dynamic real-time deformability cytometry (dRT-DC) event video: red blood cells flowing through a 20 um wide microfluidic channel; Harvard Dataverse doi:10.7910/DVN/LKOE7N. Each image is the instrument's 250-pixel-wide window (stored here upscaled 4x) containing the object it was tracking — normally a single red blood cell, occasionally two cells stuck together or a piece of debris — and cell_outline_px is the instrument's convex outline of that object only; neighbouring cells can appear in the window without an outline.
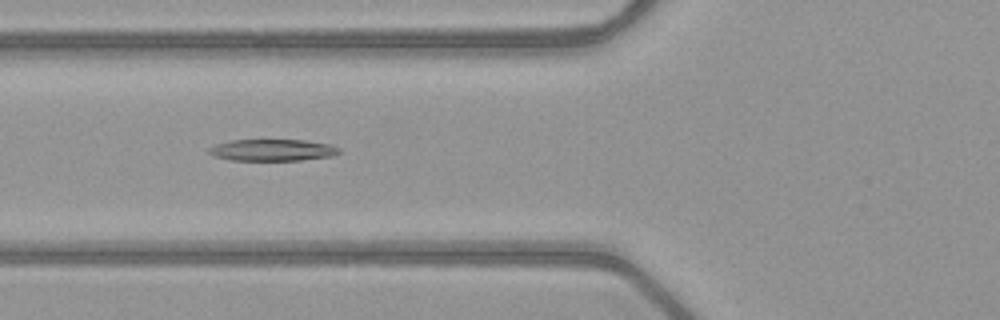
{"species": "common noctule bat (a hibernating species)", "species_latin": "Nyctalus noctula", "temperature_condition": "warm", "stored_images_in_passage": 52, "camera_frame_rate_fps": 3000, "um_per_image_px": 0.085, "animal": {"sex": "female", "body_mass_g": 21.9}, "frame": {"image": 1, "passage_image": 21, "time_ms": 6.667, "image_size_px": [1000, 320], "cell_outline_px": [[340, 152], [332, 156], [300, 160], [228, 160], [212, 156], [208, 152], [208, 148], [216, 144], [232, 140], [304, 140], [328, 144], [340, 148]], "centroid_in_image_um": [23.12, 12.76], "position_along_channel_um": 102.7, "area_um2": 16.42}}
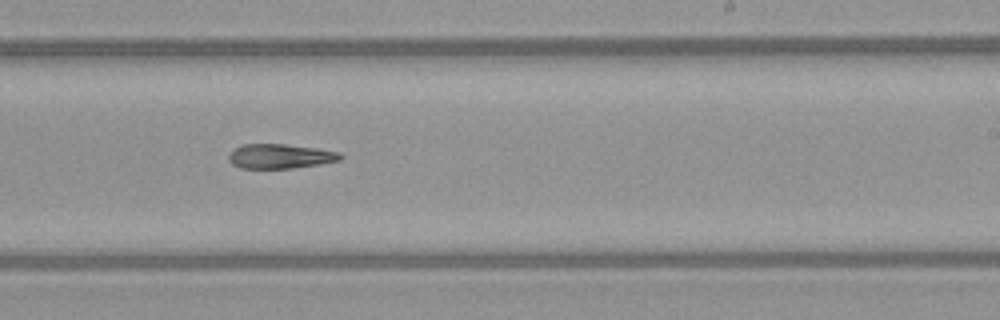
{"frame": {"image": 2, "passage_image": 33, "time_ms": 10.667, "image_size_px": [1000, 320], "cell_outline_px": [[344, 156], [340, 160], [320, 164], [292, 168], [240, 168], [232, 164], [228, 160], [228, 152], [244, 144], [284, 144], [316, 148], [340, 152]], "centroid_in_image_um": [23.8, 13.28], "position_along_channel_um": 265.2, "area_um2": 16.01}}
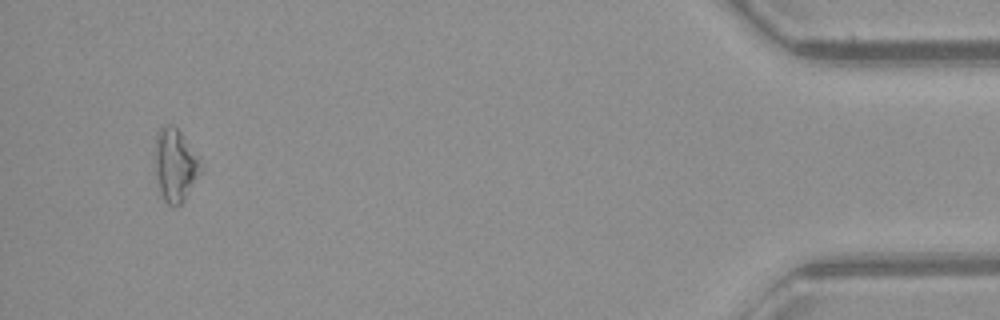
{"frame": {"image": 3, "passage_image": 50, "time_ms": 16.333, "image_size_px": [1000, 320], "cell_outline_px": [[204, 168], [200, 176], [184, 200], [180, 204], [168, 204], [164, 200], [156, 184], [156, 132], [164, 124], [172, 124], [180, 132], [200, 156]], "centroid_in_image_um": [14.94, 14.02], "position_along_channel_um": 420.3, "area_um2": 19.71}}